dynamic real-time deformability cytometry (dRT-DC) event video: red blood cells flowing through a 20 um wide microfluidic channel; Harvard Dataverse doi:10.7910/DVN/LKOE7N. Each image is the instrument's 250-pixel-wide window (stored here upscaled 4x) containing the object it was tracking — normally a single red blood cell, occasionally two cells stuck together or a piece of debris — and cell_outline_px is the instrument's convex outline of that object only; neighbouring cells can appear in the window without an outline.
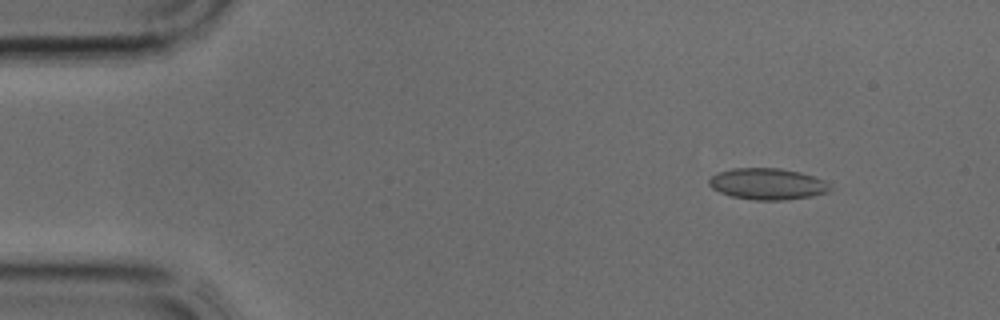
{"species": "common noctule bat (a hibernating species)", "species_latin": "Nyctalus noctula", "temperature_condition": "cold", "stored_images_in_passage": 36, "camera_frame_rate_fps": 3000, "um_per_image_px": 0.085, "animal": {"sex": "male", "body_mass_g": 17.9, "forearm_length_mm": 54.2}, "frame": {"image": 1, "passage_image": 2, "time_ms": 0.333, "image_size_px": [1000, 320], "cell_outline_px": [[832, 188], [828, 192], [812, 196], [784, 200], [756, 200], [732, 196], [720, 192], [712, 188], [708, 184], [708, 180], [712, 176], [720, 172], [732, 168], [780, 168], [800, 172], [824, 180]], "centroid_in_image_um": [65.24, 15.63], "position_along_channel_um": 19.8, "area_um2": 22.02}}
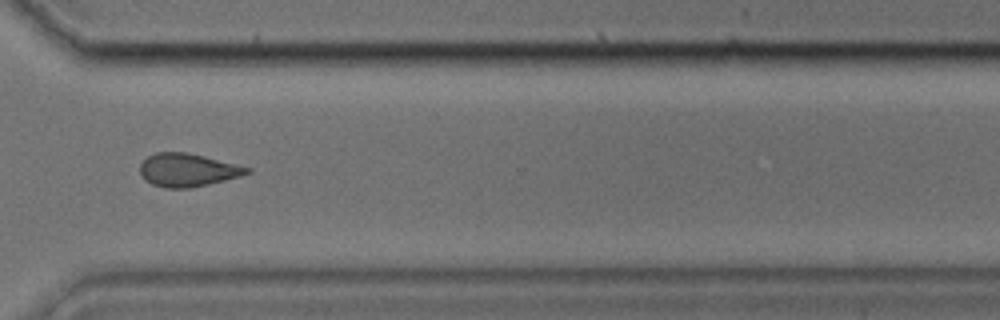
{"frame": {"image": 2, "passage_image": 26, "time_ms": 8.333, "image_size_px": [1000, 320], "cell_outline_px": [[252, 172], [240, 176], [208, 184], [188, 188], [164, 188], [152, 184], [144, 180], [140, 172], [140, 164], [148, 156], [156, 152], [188, 152], [252, 168]], "centroid_in_image_um": [15.94, 14.45], "position_along_channel_um": 354.7, "area_um2": 20.63}}
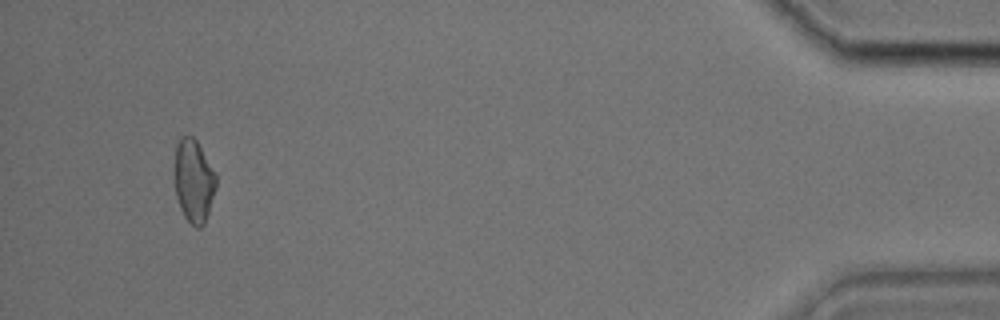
{"frame": {"image": 3, "passage_image": 34, "time_ms": 11.0, "image_size_px": [1000, 320], "cell_outline_px": [[216, 188], [204, 224], [200, 228], [196, 228], [184, 216], [180, 208], [176, 196], [172, 172], [176, 144], [180, 136], [192, 136], [196, 140], [216, 176]], "centroid_in_image_um": [16.41, 15.36], "position_along_channel_um": 418.8, "area_um2": 20.29}}